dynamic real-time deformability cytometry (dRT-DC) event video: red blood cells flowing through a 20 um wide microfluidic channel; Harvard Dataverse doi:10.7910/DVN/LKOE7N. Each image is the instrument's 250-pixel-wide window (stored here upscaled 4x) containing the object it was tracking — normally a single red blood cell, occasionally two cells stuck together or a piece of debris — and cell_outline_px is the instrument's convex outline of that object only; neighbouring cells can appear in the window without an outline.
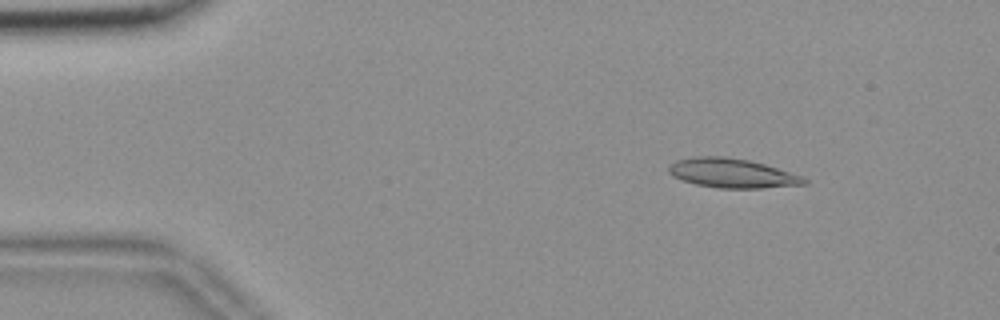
{"species": "common noctule bat (a hibernating species)", "species_latin": "Nyctalus noctula", "temperature_condition": "room temperature", "stored_images_in_passage": 54, "camera_frame_rate_fps": 3000, "um_per_image_px": 0.085, "animal": {"sex": "female", "body_mass_g": 18.4}, "frame": {"image": 1, "passage_image": 6, "time_ms": 1.667, "image_size_px": [1000, 320], "cell_outline_px": [[808, 184], [764, 188], [716, 188], [696, 184], [672, 176], [668, 172], [668, 168], [676, 160], [696, 156], [724, 156], [748, 160], [764, 164], [804, 176], [808, 180]], "centroid_in_image_um": [62.26, 14.72], "position_along_channel_um": 22.7, "area_um2": 23.18}}
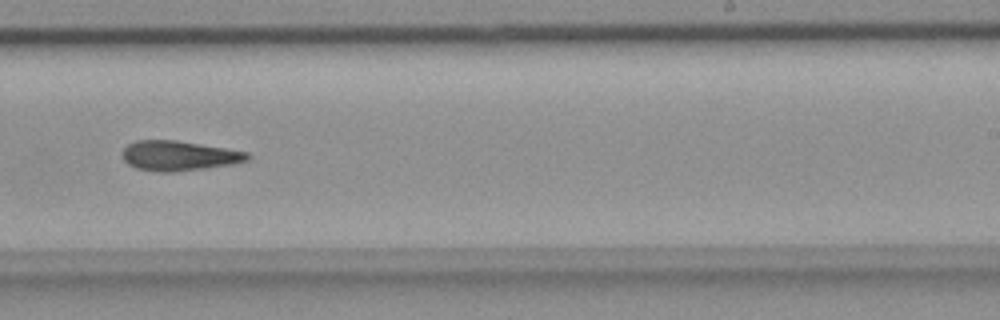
{"frame": {"image": 2, "passage_image": 33, "time_ms": 10.667, "image_size_px": [1000, 320], "cell_outline_px": [[252, 156], [248, 160], [232, 164], [176, 172], [160, 172], [136, 168], [128, 164], [124, 160], [120, 152], [128, 144], [136, 140], [176, 140], [248, 152]], "centroid_in_image_um": [15.18, 13.24], "position_along_channel_um": 273.8, "area_um2": 21.79}}
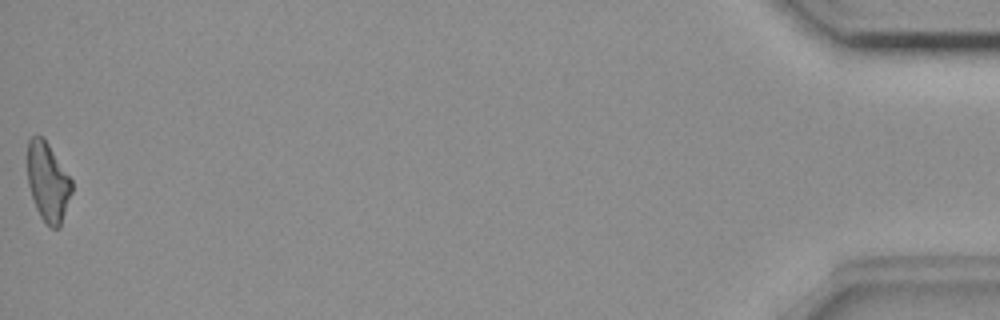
{"frame": {"image": 3, "passage_image": 54, "time_ms": 17.667, "image_size_px": [1000, 320], "cell_outline_px": [[72, 192], [60, 228], [52, 228], [40, 216], [36, 208], [28, 184], [28, 140], [32, 136], [44, 136], [72, 180]], "centroid_in_image_um": [4.08, 15.45], "position_along_channel_um": 431.1, "area_um2": 20.35}, "authors_computed_cell_mechanics": {"area_um2": 21.7617, "velocity_mm_per_s": 3.6528, "shape_relaxation_time_tau1_ms": null, "shape_relaxation_time_tau2_ms": 11.1963, "deformation_change_tau1": null, "deformation_change_tau2": 0.2698}}